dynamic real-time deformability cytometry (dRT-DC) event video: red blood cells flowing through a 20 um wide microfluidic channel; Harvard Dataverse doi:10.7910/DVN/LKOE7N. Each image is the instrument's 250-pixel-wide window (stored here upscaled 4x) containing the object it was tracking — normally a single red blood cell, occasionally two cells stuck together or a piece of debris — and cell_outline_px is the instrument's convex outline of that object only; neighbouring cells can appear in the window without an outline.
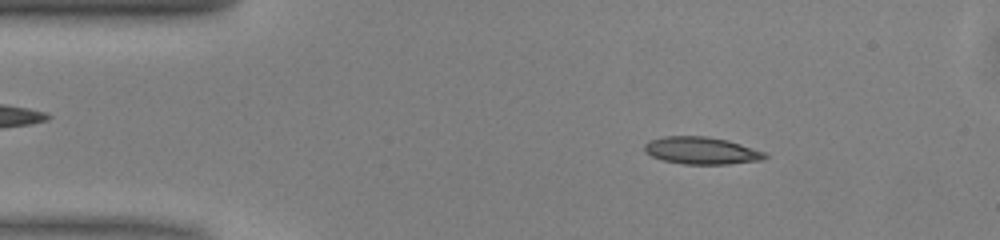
{"species": "common noctule bat (a hibernating species)", "species_latin": "Nyctalus noctula", "temperature_condition": "warm", "stored_images_in_passage": 47, "camera_frame_rate_fps": 3000, "um_per_image_px": 0.085, "animal": {"sex": "male", "body_mass_g": 13.0, "forearm_length_mm": 53.1}, "frame": {"image": 1, "passage_image": 6, "time_ms": 1.667, "image_size_px": [1000, 240], "cell_outline_px": [[768, 156], [764, 160], [728, 164], [684, 164], [664, 160], [652, 156], [644, 152], [644, 144], [648, 140], [664, 136], [708, 136], [728, 140], [764, 152]], "centroid_in_image_um": [59.6, 12.79], "position_along_channel_um": 25.4, "area_um2": 19.19}}
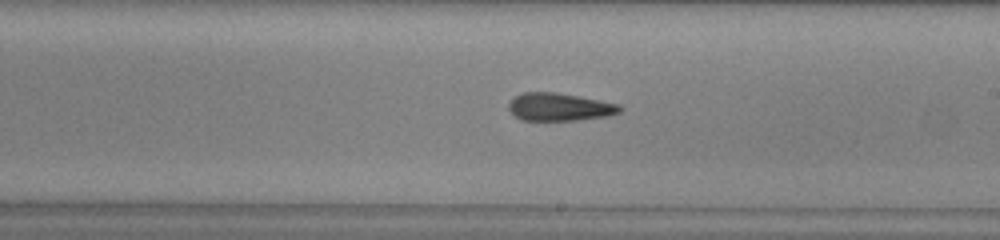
{"frame": {"image": 2, "passage_image": 26, "time_ms": 8.333, "image_size_px": [1000, 240], "cell_outline_px": [[624, 108], [620, 112], [608, 116], [576, 120], [520, 120], [508, 108], [508, 104], [516, 96], [524, 92], [556, 92], [620, 104]], "centroid_in_image_um": [47.59, 9.09], "position_along_channel_um": 241.4, "area_um2": 17.92}}
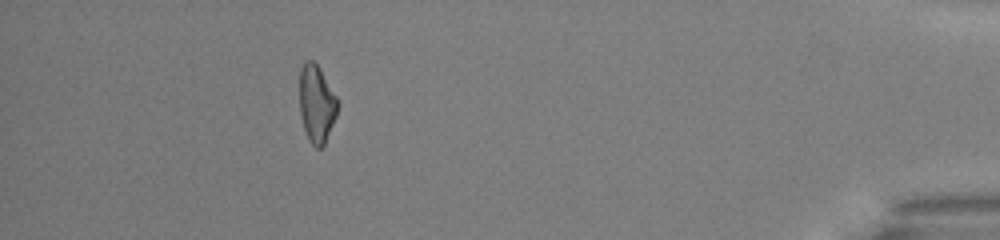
{"frame": {"image": 3, "passage_image": 43, "time_ms": 14.0, "image_size_px": [1000, 240], "cell_outline_px": [[336, 116], [324, 144], [320, 148], [316, 148], [308, 140], [304, 128], [300, 112], [300, 68], [304, 60], [312, 60], [320, 68], [336, 96]], "centroid_in_image_um": [26.88, 8.8], "position_along_channel_um": 408.3, "area_um2": 16.94}, "authors_computed_cell_mechanics": {"area_um2": 18.2648, "velocity_mm_per_s": 4.0797, "shape_relaxation_time_tau1_ms": 5.9387, "shape_relaxation_time_tau2_ms": 4.4545, "deformation_change_tau1": 0.1734, "deformation_change_tau2": 0.1461}}